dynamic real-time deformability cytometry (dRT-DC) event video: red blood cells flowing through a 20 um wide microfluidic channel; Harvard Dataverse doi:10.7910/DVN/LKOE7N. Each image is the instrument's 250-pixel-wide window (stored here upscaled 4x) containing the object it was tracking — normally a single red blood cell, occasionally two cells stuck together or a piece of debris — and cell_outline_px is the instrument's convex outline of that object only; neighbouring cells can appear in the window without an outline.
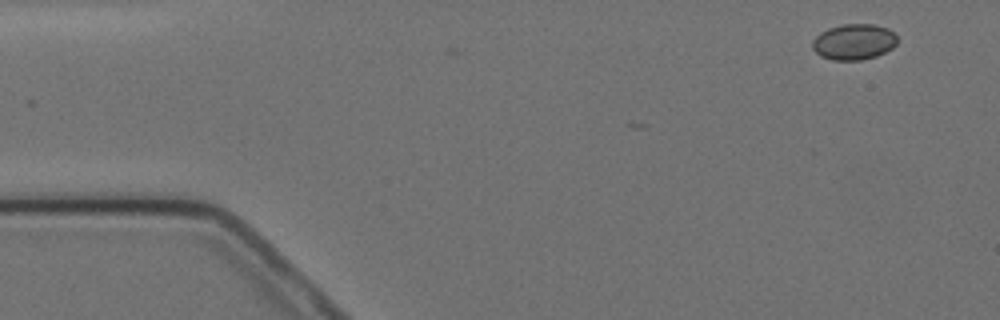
{"species": "Egyptian fruit bat (a non-hibernating species)", "species_latin": "Rousettus aegyptiacus", "temperature_condition": "cold", "stored_images_in_passage": 3, "camera_frame_rate_fps": 3000, "um_per_image_px": 0.085, "animal": {"sex": "female"}, "frame": {"image": 1, "passage_image": 1, "time_ms": 0.0, "image_size_px": [1000, 320], "cell_outline_px": [[896, 44], [892, 48], [876, 56], [860, 60], [832, 60], [820, 56], [812, 48], [812, 40], [820, 32], [828, 28], [840, 24], [872, 24], [888, 28], [896, 36]], "centroid_in_image_um": [72.54, 3.55], "position_along_channel_um": 12.5, "area_um2": 17.74}}